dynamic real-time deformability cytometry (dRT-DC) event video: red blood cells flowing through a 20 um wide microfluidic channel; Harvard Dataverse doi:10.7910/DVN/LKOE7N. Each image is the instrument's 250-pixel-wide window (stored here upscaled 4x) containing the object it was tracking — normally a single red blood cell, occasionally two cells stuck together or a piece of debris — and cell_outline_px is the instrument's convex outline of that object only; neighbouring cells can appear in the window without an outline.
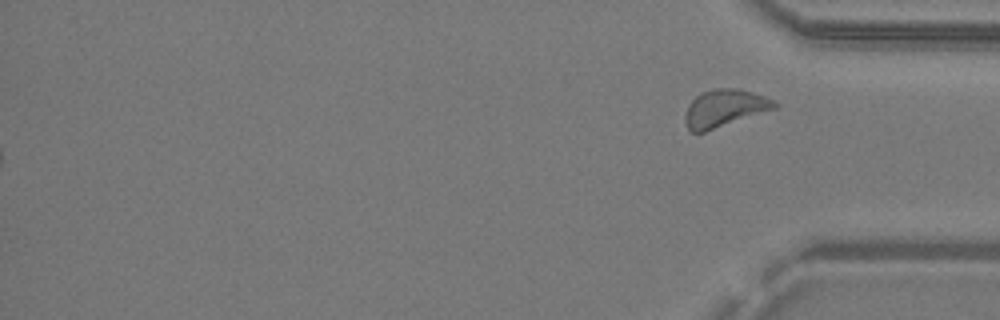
{"species": "common noctule bat (a hibernating species)", "species_latin": "Nyctalus noctula", "temperature_condition": "warm", "stored_images_in_passage": 39, "segment_of_instrument_passage": [2, 2], "camera_frame_rate_fps": 3000, "um_per_image_px": 0.085, "animal": {"sex": "male", "body_mass_g": 19.2, "forearm_length_mm": 51.8}, "frame": {"image": 1, "passage_image": 39, "time_ms": 12.667, "image_size_px": [1000, 320], "cell_outline_px": [[780, 108], [704, 132], [692, 132], [688, 128], [684, 120], [684, 116], [688, 104], [700, 92], [712, 88], [740, 88], [764, 96], [780, 104]], "centroid_in_image_um": [61.62, 9.19], "position_along_channel_um": 373.6, "area_um2": 19.88}}